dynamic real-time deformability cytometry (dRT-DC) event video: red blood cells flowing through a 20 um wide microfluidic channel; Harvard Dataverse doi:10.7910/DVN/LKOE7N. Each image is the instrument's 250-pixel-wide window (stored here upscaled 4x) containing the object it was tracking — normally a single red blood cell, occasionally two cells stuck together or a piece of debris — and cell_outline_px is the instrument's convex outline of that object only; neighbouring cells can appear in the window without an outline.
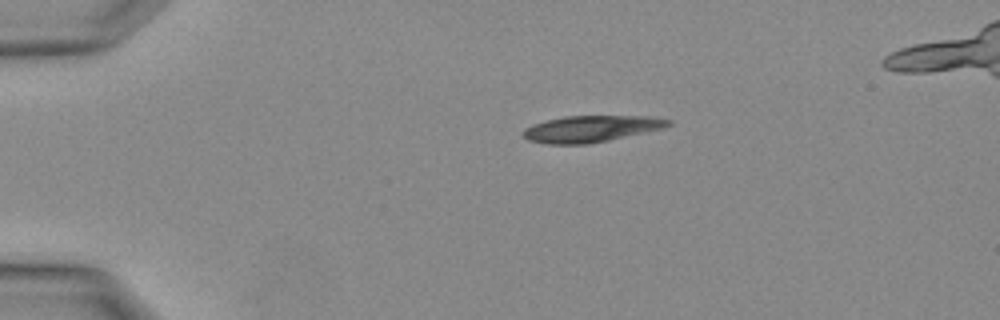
{"species": "Egyptian fruit bat (a non-hibernating species)", "species_latin": "Rousettus aegyptiacus", "temperature_condition": "warm", "stored_images_in_passage": 3, "camera_frame_rate_fps": 3000, "um_per_image_px": 0.085, "animal": {"sex": "female"}, "frame": {"image": 1, "passage_image": 1, "time_ms": 0.0, "image_size_px": [1000, 320], "cell_outline_px": [[672, 124], [664, 128], [608, 140], [588, 144], [548, 144], [528, 140], [520, 132], [524, 128], [532, 124], [544, 120], [564, 116], [652, 116], [672, 120]], "centroid_in_image_um": [50.22, 10.94], "position_along_channel_um": 34.8, "area_um2": 22.54}}